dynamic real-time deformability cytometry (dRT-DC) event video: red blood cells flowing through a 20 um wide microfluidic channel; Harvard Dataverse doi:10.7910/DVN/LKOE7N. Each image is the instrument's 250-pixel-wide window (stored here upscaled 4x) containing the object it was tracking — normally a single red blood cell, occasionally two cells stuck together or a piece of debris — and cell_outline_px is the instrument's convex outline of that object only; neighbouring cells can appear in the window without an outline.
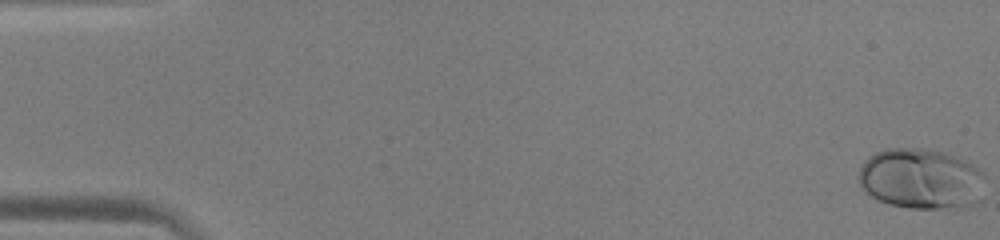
{"species": "human", "species_latin": "Homo sapiens", "temperature_condition": "warm", "stored_images_in_passage": 53, "camera_frame_rate_fps": 3000, "um_per_image_px": 0.085, "donor": {"sex": "male"}, "frame": {"image": 1, "passage_image": 1, "time_ms": 0.0, "image_size_px": [1000, 240], "cell_outline_px": [[984, 200], [968, 208], [908, 208], [888, 204], [864, 192], [860, 188], [856, 176], [864, 160], [868, 156], [876, 152], [888, 148], [932, 148], [956, 156], [972, 164], [984, 172]], "centroid_in_image_um": [78.32, 15.21], "position_along_channel_um": 6.7, "area_um2": 45.95}}
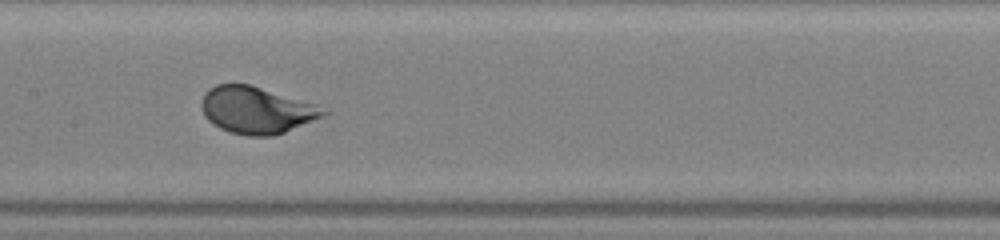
{"frame": {"image": 2, "passage_image": 27, "time_ms": 8.667, "image_size_px": [1000, 240], "cell_outline_px": [[332, 112], [324, 116], [284, 132], [272, 136], [248, 136], [232, 132], [220, 128], [212, 124], [204, 116], [200, 104], [204, 92], [208, 88], [216, 84], [248, 84], [316, 104]], "centroid_in_image_um": [21.78, 9.36], "position_along_channel_um": 185.6, "area_um2": 33.29}}
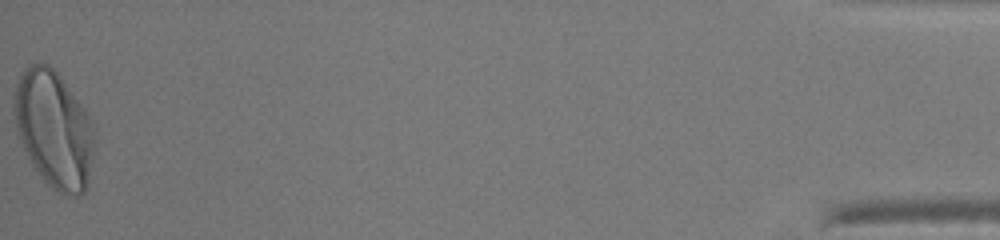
{"frame": {"image": 3, "passage_image": 53, "time_ms": 17.333, "image_size_px": [1000, 240], "cell_outline_px": [[96, 132], [92, 160], [88, 184], [84, 192], [76, 196], [60, 192], [48, 184], [44, 180], [32, 164], [16, 136], [12, 112], [12, 108], [16, 84], [20, 72], [28, 64], [48, 64], [60, 76], [88, 112], [96, 128]], "centroid_in_image_um": [4.57, 10.96], "position_along_channel_um": 430.6, "area_um2": 55.43}, "authors_computed_cell_mechanics": {"area_um2": 36.1828, "velocity_mm_per_s": 3.9549, "shape_relaxation_time_tau1_ms": 1.8799, "shape_relaxation_time_tau2_ms": null, "deformation_change_tau1": 0.1876, "deformation_change_tau2": null}}